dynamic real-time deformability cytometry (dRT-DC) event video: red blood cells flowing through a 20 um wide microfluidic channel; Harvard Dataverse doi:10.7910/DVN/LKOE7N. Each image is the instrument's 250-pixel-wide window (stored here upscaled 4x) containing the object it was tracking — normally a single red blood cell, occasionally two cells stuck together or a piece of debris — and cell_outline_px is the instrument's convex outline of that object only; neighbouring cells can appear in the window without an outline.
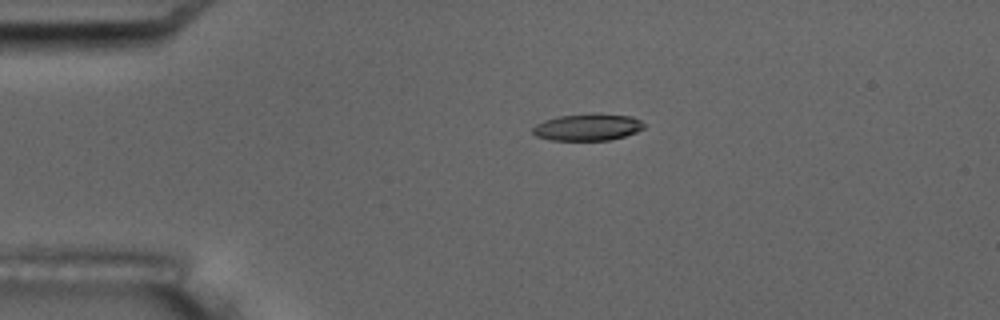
{"species": "common noctule bat (a hibernating species)", "species_latin": "Nyctalus noctula", "temperature_condition": "room temperature", "stored_images_in_passage": 4, "camera_frame_rate_fps": 3000, "um_per_image_px": 0.085, "animal": {"sex": "male", "body_mass_g": 17.5, "forearm_length_mm": 52.3}, "frame": {"image": 1, "passage_image": 2, "time_ms": 1.0, "image_size_px": [1000, 320], "cell_outline_px": [[644, 128], [636, 132], [624, 136], [608, 140], [552, 140], [536, 136], [532, 132], [532, 128], [536, 124], [544, 120], [560, 116], [632, 116], [640, 120], [644, 124]], "centroid_in_image_um": [49.91, 10.86], "position_along_channel_um": 35.1, "area_um2": 16.53}}